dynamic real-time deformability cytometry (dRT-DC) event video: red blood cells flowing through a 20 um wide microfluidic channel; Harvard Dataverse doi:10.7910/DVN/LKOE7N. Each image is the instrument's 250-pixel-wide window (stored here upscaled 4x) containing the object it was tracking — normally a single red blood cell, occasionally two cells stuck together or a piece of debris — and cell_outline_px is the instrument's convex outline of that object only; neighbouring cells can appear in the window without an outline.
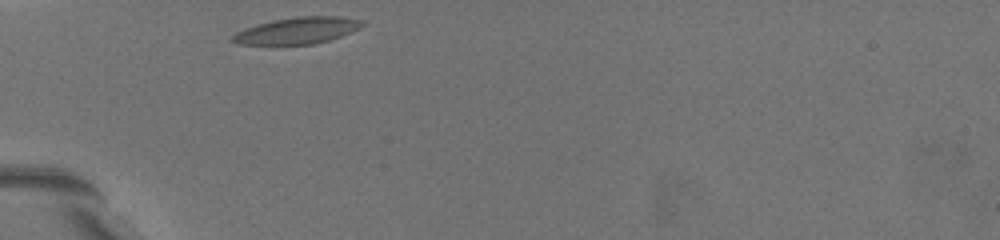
{"species": "common noctule bat (a hibernating species)", "species_latin": "Nyctalus noctula", "temperature_condition": "warm", "stored_images_in_passage": 3, "camera_frame_rate_fps": 3000, "um_per_image_px": 0.085, "animal": {"sex": "female", "body_mass_g": 19.5, "forearm_length_mm": 54.1}, "frame": {"image": 1, "passage_image": 1, "time_ms": 0.0, "image_size_px": [1000, 240], "cell_outline_px": [[176, 200], [172, 220], [116, 164], [112, 156], [116, 144], [136, 152]], "centroid_in_image_um": [12.28, 15.18], "position_along_channel_um": 72.7, "area_um2": 11.79}}